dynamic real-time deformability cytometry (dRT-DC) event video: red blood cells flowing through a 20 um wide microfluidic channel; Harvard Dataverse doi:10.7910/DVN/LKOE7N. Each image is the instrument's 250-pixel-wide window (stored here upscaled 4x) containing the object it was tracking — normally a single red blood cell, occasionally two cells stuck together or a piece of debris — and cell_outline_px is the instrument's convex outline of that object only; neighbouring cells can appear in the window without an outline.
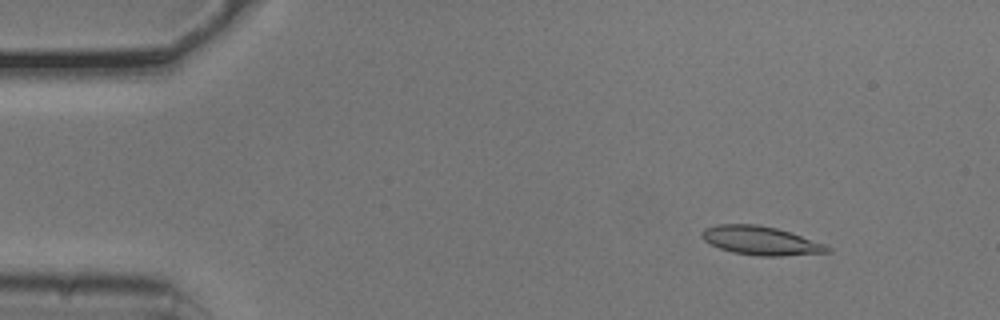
{"species": "common noctule bat (a hibernating species)", "species_latin": "Nyctalus noctula", "temperature_condition": "cold", "stored_images_in_passage": 53, "camera_frame_rate_fps": 3000, "um_per_image_px": 0.085, "animal": {"sex": "male", "body_mass_g": 20.5, "forearm_length_mm": 52.5}, "frame": {"image": 1, "passage_image": 6, "time_ms": 1.667, "image_size_px": [1000, 320], "cell_outline_px": [[832, 252], [780, 256], [760, 256], [732, 252], [720, 248], [704, 240], [700, 236], [700, 232], [704, 228], [716, 224], [756, 224], [776, 228], [824, 244], [832, 248]], "centroid_in_image_um": [64.63, 20.45], "position_along_channel_um": 20.4, "area_um2": 20.87}}
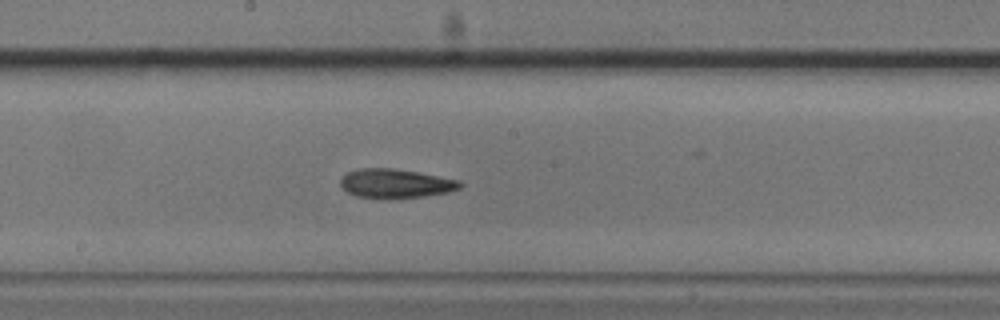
{"frame": {"image": 2, "passage_image": 28, "time_ms": 9.0, "image_size_px": [1000, 320], "cell_outline_px": [[464, 184], [460, 188], [448, 192], [424, 196], [396, 200], [356, 196], [348, 192], [340, 184], [340, 180], [348, 172], [360, 168], [396, 168], [460, 180]], "centroid_in_image_um": [33.65, 15.61], "position_along_channel_um": 214.5, "area_um2": 20.52}}
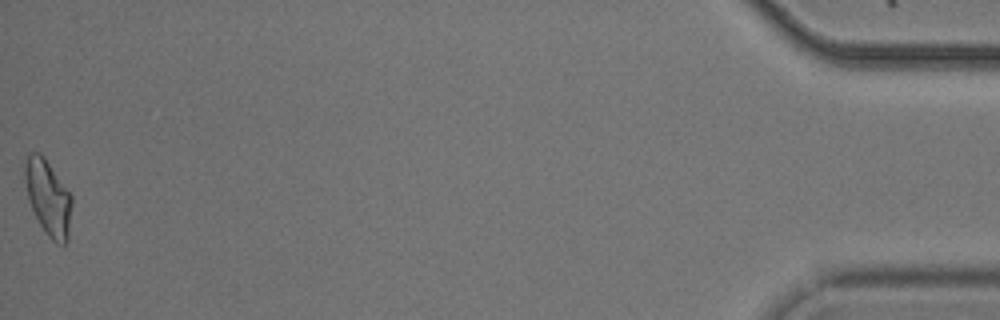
{"frame": {"image": 3, "passage_image": 53, "time_ms": 17.333, "image_size_px": [1000, 320], "cell_outline_px": [[72, 204], [68, 240], [64, 244], [56, 244], [48, 236], [40, 224], [32, 208], [28, 196], [24, 176], [24, 164], [28, 152], [40, 152], [44, 156], [72, 196]], "centroid_in_image_um": [4.09, 16.78], "position_along_channel_um": 431.1, "area_um2": 20.58}, "authors_computed_cell_mechanics": {"area_um2": 20.3456, "velocity_mm_per_s": 3.7828, "shape_relaxation_time_tau1_ms": 4.9098, "shape_relaxation_time_tau2_ms": 5.7074, "deformation_change_tau1": 0.1525, "deformation_change_tau2": 0.1545}}